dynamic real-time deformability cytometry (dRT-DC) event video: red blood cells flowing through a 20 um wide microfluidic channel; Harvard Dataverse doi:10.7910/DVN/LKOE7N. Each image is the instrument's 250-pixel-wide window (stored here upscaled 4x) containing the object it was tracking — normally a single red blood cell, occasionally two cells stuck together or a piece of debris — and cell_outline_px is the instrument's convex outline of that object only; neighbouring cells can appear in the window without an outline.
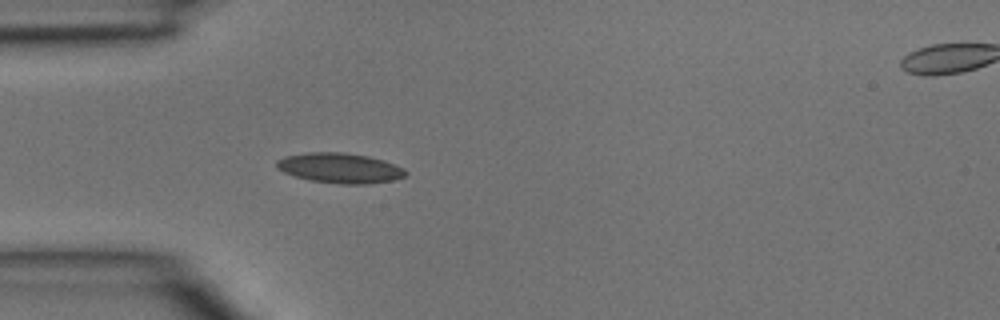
{"species": "common noctule bat (a hibernating species)", "species_latin": "Nyctalus noctula", "temperature_condition": "room temperature", "stored_images_in_passage": 2, "camera_frame_rate_fps": 3000, "um_per_image_px": 0.085, "animal": {"sex": "male", "body_mass_g": 15.6}, "frame": {"image": 1, "passage_image": 1, "time_ms": 0.0, "image_size_px": [1000, 320], "cell_outline_px": [[408, 172], [404, 176], [392, 180], [364, 184], [340, 184], [308, 180], [284, 172], [276, 168], [276, 160], [284, 156], [308, 152], [344, 152], [368, 156], [384, 160], [404, 168]], "centroid_in_image_um": [28.87, 14.27], "position_along_channel_um": 56.1, "area_um2": 22.66}}